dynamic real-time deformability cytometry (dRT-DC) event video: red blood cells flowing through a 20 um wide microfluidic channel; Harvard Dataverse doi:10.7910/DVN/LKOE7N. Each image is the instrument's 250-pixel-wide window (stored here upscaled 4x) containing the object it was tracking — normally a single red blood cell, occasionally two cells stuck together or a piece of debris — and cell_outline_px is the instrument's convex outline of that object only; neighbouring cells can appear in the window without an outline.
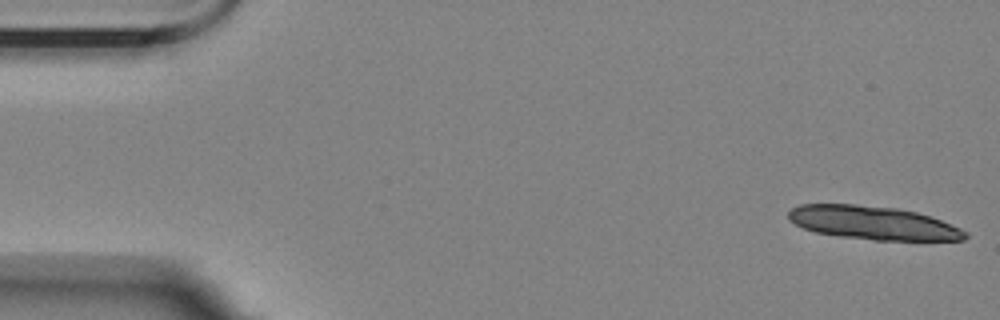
{"species": "Egyptian fruit bat (a non-hibernating species)", "species_latin": "Rousettus aegyptiacus", "temperature_condition": "room temperature", "stored_images_in_passage": 14, "camera_frame_rate_fps": 3000, "um_per_image_px": 0.085, "animal": {"sex": "female"}, "frame": {"image": 1, "passage_image": 1, "time_ms": 0.0, "image_size_px": [1000, 320], "cell_outline_px": [[968, 236], [964, 240], [876, 240], [840, 236], [816, 232], [804, 228], [788, 220], [788, 212], [792, 208], [800, 204], [856, 204], [896, 208], [916, 212], [940, 220], [960, 228], [968, 232]], "centroid_in_image_um": [74.2, 18.94], "position_along_channel_um": 10.8, "area_um2": 34.28}}